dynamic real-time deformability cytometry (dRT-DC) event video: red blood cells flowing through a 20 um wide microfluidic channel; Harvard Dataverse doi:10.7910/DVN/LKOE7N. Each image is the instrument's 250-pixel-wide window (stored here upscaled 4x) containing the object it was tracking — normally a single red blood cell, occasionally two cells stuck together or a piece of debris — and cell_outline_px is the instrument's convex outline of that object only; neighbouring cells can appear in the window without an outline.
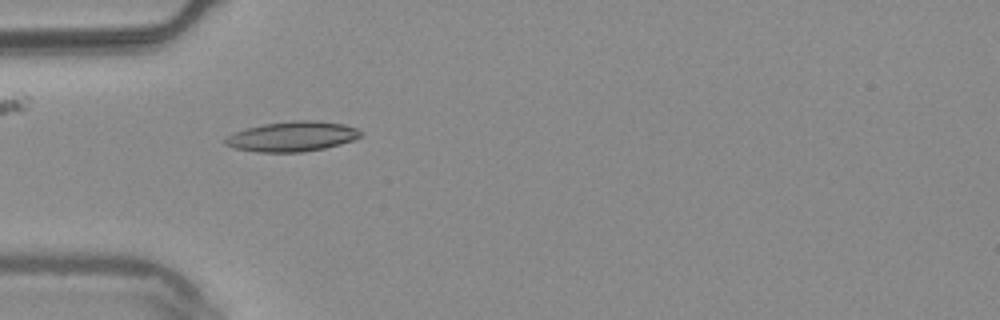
{"species": "common noctule bat (a hibernating species)", "species_latin": "Nyctalus noctula", "temperature_condition": "warm", "stored_images_in_passage": 5, "camera_frame_rate_fps": 3000, "um_per_image_px": 0.085, "animal": {"sex": "male", "body_mass_g": 20.4}, "frame": {"image": 1, "passage_image": 4, "time_ms": 1.0, "image_size_px": [1000, 320], "cell_outline_px": [[364, 132], [360, 136], [352, 140], [340, 144], [324, 148], [304, 152], [256, 152], [236, 148], [224, 144], [224, 140], [228, 136], [236, 132], [248, 128], [264, 124], [296, 120], [316, 120], [344, 124], [356, 128]], "centroid_in_image_um": [24.87, 11.6], "position_along_channel_um": 60.1, "area_um2": 23.52}}